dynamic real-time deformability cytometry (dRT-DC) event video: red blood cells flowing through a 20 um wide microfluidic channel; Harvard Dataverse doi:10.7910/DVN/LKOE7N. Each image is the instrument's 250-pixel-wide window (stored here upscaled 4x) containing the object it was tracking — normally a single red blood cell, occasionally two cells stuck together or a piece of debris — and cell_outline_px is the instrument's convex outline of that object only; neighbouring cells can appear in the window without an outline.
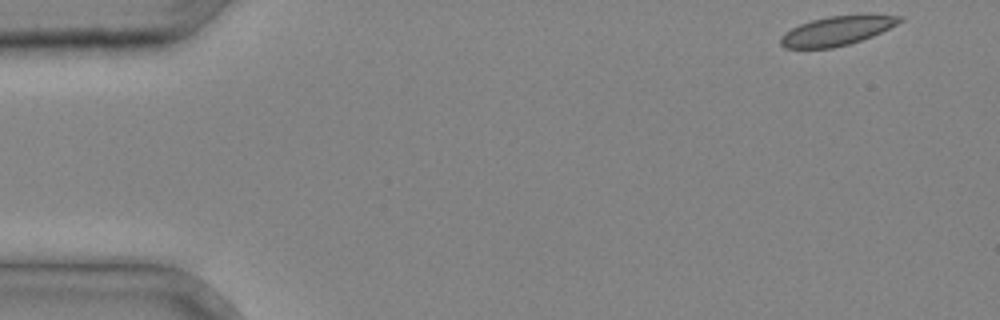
{"species": "common noctule bat (a hibernating species)", "species_latin": "Nyctalus noctula", "temperature_condition": "cold", "stored_images_in_passage": 32, "camera_frame_rate_fps": 3000, "um_per_image_px": 0.085, "animal": {"sex": "male", "body_mass_g": 20.4}, "frame": {"image": 1, "passage_image": 1, "time_ms": 0.0, "image_size_px": [1000, 320], "cell_outline_px": [[904, 20], [872, 36], [848, 44], [832, 48], [784, 48], [780, 44], [780, 36], [784, 32], [800, 24], [812, 20], [828, 16], [904, 16]], "centroid_in_image_um": [71.05, 2.64], "position_along_channel_um": 13.9, "area_um2": 19.71}}
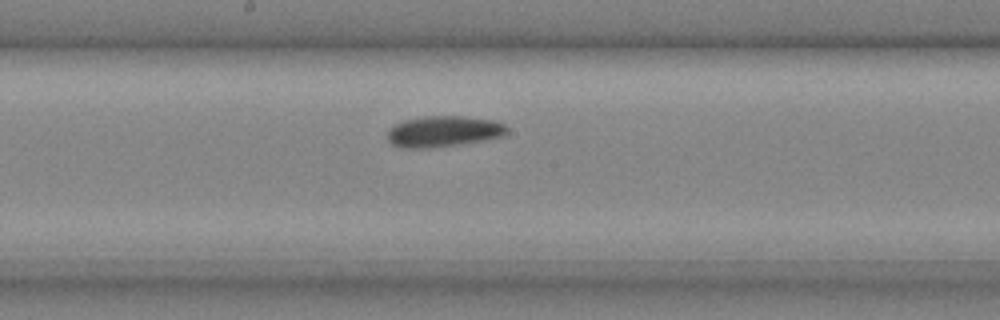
{"frame": {"image": 2, "passage_image": 19, "time_ms": 6.0, "image_size_px": [1000, 320], "cell_outline_px": [[508, 132], [504, 136], [484, 140], [460, 144], [428, 148], [400, 148], [392, 144], [388, 140], [388, 132], [396, 124], [404, 120], [424, 116], [464, 116], [492, 120], [504, 124], [508, 128]], "centroid_in_image_um": [37.72, 11.17], "position_along_channel_um": 210.5, "area_um2": 21.56}}
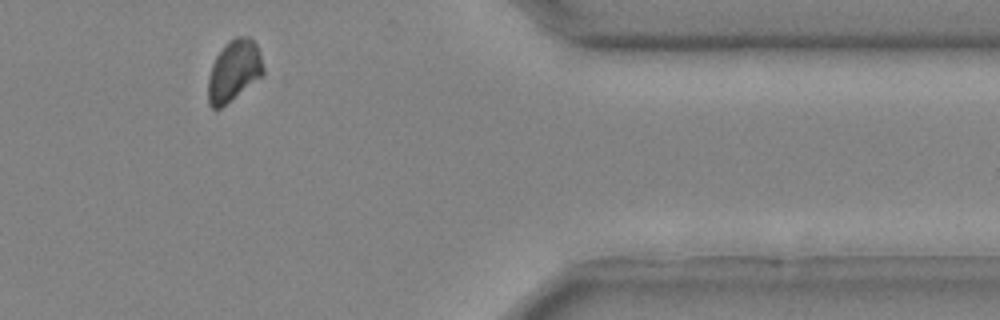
{"frame": {"image": 3, "passage_image": 31, "time_ms": 10.0, "image_size_px": [1000, 320], "cell_outline_px": [[264, 76], [220, 108], [212, 108], [208, 104], [208, 76], [212, 64], [216, 56], [236, 36], [248, 36], [256, 44], [260, 52], [264, 68]], "centroid_in_image_um": [19.9, 6.04], "position_along_channel_um": 391.5, "area_um2": 19.59}}